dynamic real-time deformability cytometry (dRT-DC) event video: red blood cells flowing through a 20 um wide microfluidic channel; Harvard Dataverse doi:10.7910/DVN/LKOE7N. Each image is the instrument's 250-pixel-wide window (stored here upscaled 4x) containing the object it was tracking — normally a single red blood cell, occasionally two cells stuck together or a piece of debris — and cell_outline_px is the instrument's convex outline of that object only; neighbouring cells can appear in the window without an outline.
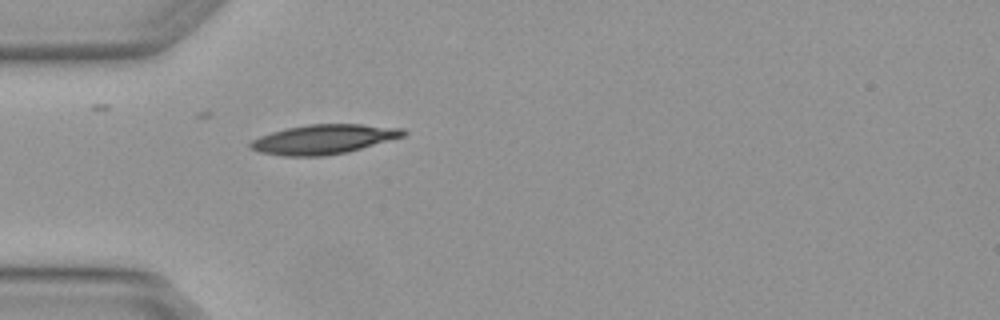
{"species": "Egyptian fruit bat (a non-hibernating species)", "species_latin": "Rousettus aegyptiacus", "temperature_condition": "warm", "stored_images_in_passage": 1, "camera_frame_rate_fps": 3000, "um_per_image_px": 0.085, "animal": {"sex": "female"}, "frame": {"image": 1, "passage_image": 1, "time_ms": 0.0, "image_size_px": [1000, 320], "cell_outline_px": [[408, 132], [404, 136], [348, 152], [324, 156], [280, 156], [260, 152], [248, 148], [248, 144], [252, 140], [260, 136], [272, 132], [288, 128], [308, 124], [360, 124], [404, 128]], "centroid_in_image_um": [27.5, 11.84], "position_along_channel_um": 57.5, "area_um2": 26.36}}